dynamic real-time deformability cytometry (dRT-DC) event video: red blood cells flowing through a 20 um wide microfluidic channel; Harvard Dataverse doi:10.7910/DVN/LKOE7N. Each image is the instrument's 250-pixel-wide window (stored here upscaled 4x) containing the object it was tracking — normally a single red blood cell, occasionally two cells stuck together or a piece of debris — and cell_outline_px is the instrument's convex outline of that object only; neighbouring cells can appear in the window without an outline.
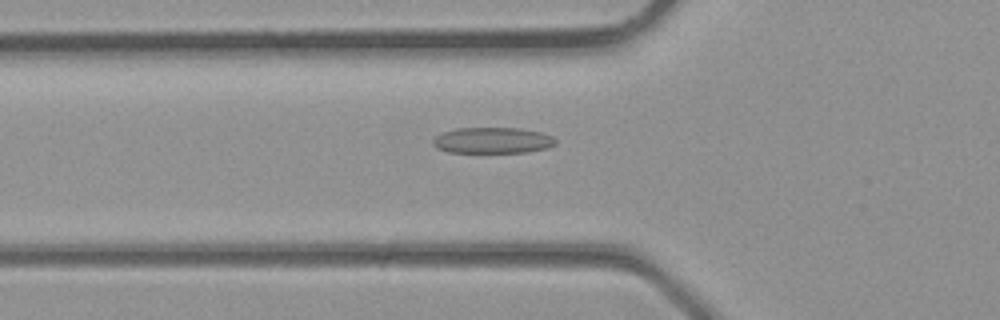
{"species": "common noctule bat (a hibernating species)", "species_latin": "Nyctalus noctula", "temperature_condition": "room temperature", "stored_images_in_passage": 5, "camera_frame_rate_fps": 3000, "um_per_image_px": 0.085, "animal": {"sex": "male", "body_mass_g": 23.1, "forearm_length_mm": 52.7}, "frame": {"image": 1, "passage_image": 5, "time_ms": 1.333, "image_size_px": [1000, 320], "cell_outline_px": [[556, 144], [548, 148], [528, 152], [448, 152], [436, 148], [432, 144], [432, 140], [436, 136], [444, 132], [456, 128], [520, 128], [544, 132], [552, 136], [556, 140]], "centroid_in_image_um": [41.9, 11.93], "position_along_channel_um": 83.9, "area_um2": 18.73}}